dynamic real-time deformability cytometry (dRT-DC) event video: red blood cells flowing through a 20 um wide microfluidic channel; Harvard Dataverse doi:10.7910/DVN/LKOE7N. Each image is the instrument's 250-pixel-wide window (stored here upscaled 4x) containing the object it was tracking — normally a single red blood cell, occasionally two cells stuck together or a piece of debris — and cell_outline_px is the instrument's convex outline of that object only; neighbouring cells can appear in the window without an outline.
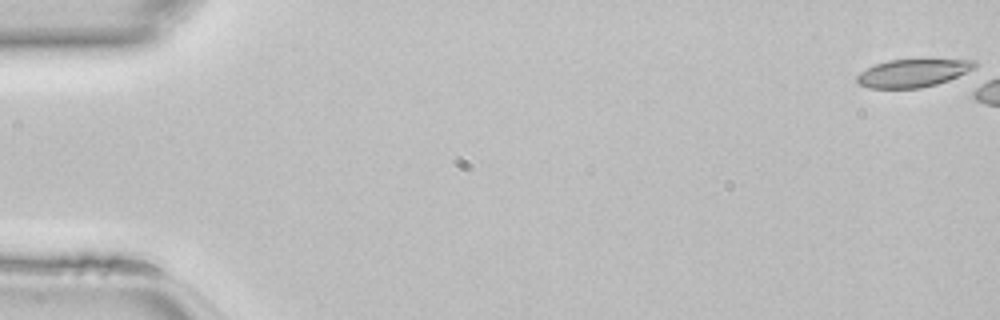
{"species": "common noctule bat (a hibernating species)", "species_latin": "Nyctalus noctula", "temperature_condition": "room temperature", "stored_images_in_passage": 6, "camera_frame_rate_fps": 3000, "um_per_image_px": 0.085, "animal": {"sex": "female", "body_mass_g": 22.7, "forearm_length_mm": 54.2}, "frame": {"image": 1, "passage_image": 1, "time_ms": 0.0, "image_size_px": [1000, 320], "cell_outline_px": [[976, 64], [972, 68], [948, 80], [936, 84], [920, 88], [868, 88], [860, 84], [856, 80], [856, 76], [860, 72], [876, 64], [888, 60], [976, 60]], "centroid_in_image_um": [77.53, 6.22], "position_along_channel_um": 7.5, "area_um2": 18.67}}